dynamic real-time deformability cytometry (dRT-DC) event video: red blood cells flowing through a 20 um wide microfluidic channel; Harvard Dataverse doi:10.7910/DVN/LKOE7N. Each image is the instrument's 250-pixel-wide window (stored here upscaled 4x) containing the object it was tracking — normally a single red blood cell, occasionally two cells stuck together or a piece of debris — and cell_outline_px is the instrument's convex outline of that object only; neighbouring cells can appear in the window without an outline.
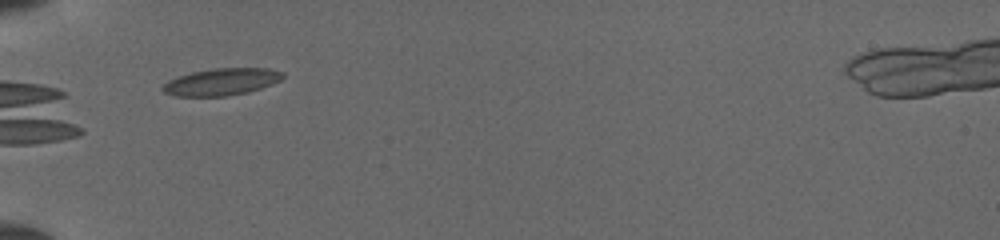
{"species": "common noctule bat (a hibernating species)", "species_latin": "Nyctalus noctula", "temperature_condition": "cold", "stored_images_in_passage": 3, "camera_frame_rate_fps": 3000, "um_per_image_px": 0.085, "animal": {"sex": "female", "body_mass_g": 19.5, "forearm_length_mm": 54.1}, "frame": {"image": 1, "passage_image": 1, "time_ms": 0.0, "image_size_px": [1000, 240], "cell_outline_px": [[284, 76], [280, 80], [272, 84], [248, 92], [228, 96], [176, 96], [164, 92], [160, 88], [168, 80], [192, 72], [216, 68], [268, 68], [284, 72]], "centroid_in_image_um": [18.84, 6.96], "position_along_channel_um": 66.2, "area_um2": 18.84}}